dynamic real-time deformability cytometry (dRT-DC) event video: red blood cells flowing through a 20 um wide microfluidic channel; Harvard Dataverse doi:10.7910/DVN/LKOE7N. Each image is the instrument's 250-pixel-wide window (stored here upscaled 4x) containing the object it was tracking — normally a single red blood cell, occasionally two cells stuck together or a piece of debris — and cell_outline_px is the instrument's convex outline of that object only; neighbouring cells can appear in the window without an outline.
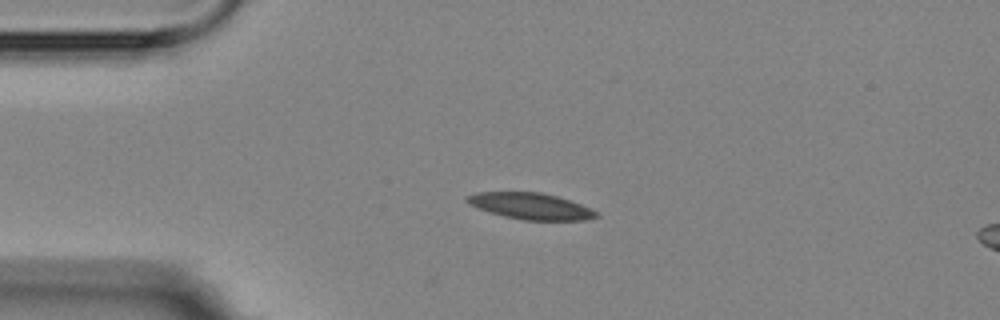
{"species": "Egyptian fruit bat (a non-hibernating species)", "species_latin": "Rousettus aegyptiacus", "temperature_condition": "room temperature", "stored_images_in_passage": 4, "segment_of_instrument_passage": [1, 2], "camera_frame_rate_fps": 3000, "um_per_image_px": 0.085, "animal": {"sex": "female"}, "frame": {"image": 1, "passage_image": 2, "time_ms": 2.0, "image_size_px": [1000, 320], "cell_outline_px": [[600, 216], [584, 220], [524, 220], [504, 216], [468, 204], [464, 200], [464, 196], [476, 192], [540, 192], [556, 196], [580, 204], [596, 212]], "centroid_in_image_um": [45.06, 17.51], "position_along_channel_um": 39.9, "area_um2": 19.59}}